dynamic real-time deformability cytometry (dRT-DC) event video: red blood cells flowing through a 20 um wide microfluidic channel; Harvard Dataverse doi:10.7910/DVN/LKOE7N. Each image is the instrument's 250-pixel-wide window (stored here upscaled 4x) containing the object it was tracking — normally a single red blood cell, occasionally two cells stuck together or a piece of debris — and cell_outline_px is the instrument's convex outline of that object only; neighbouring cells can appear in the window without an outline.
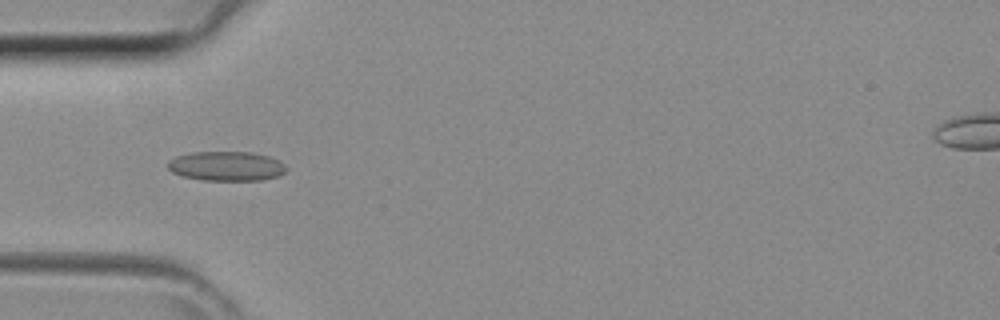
{"species": "common noctule bat (a hibernating species)", "species_latin": "Nyctalus noctula", "temperature_condition": "room temperature", "stored_images_in_passage": 42, "camera_frame_rate_fps": 3000, "um_per_image_px": 0.085, "animal": {"sex": "female", "body_mass_g": 29.2, "forearm_length_mm": 56.3}, "frame": {"image": 1, "passage_image": 13, "time_ms": 4.0, "image_size_px": [1000, 320], "cell_outline_px": [[288, 168], [280, 176], [260, 180], [204, 180], [184, 176], [172, 172], [168, 168], [168, 160], [176, 156], [192, 152], [252, 152], [268, 156], [280, 160]], "centroid_in_image_um": [19.27, 14.11], "position_along_channel_um": 65.7, "area_um2": 20.4}}
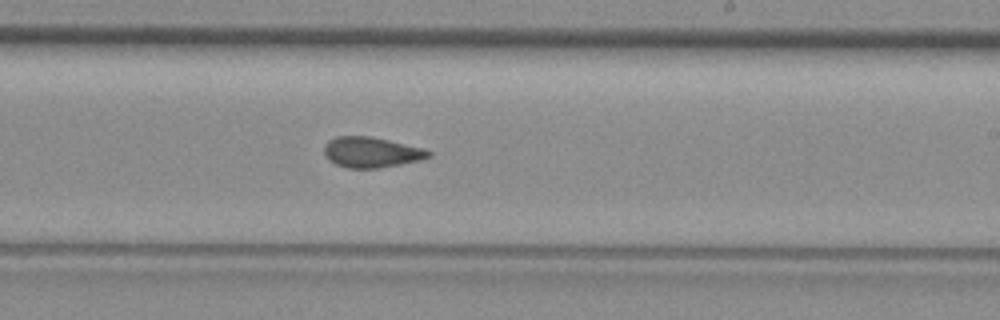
{"frame": {"image": 2, "passage_image": 25, "time_ms": 8.0, "image_size_px": [1000, 320], "cell_outline_px": [[432, 156], [420, 160], [400, 164], [376, 168], [348, 168], [336, 164], [328, 160], [324, 156], [324, 144], [328, 140], [336, 136], [372, 136], [424, 148], [432, 152]], "centroid_in_image_um": [31.55, 12.93], "position_along_channel_um": 257.5, "area_um2": 18.73}}
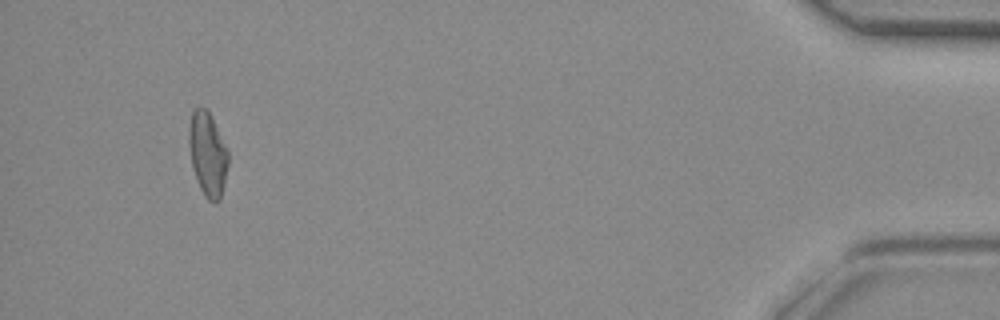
{"frame": {"image": 3, "passage_image": 40, "time_ms": 13.0, "image_size_px": [1000, 320], "cell_outline_px": [[228, 164], [224, 184], [220, 200], [216, 204], [208, 200], [204, 196], [196, 180], [192, 168], [188, 144], [188, 128], [192, 112], [196, 108], [208, 108], [228, 148]], "centroid_in_image_um": [17.65, 13.09], "position_along_channel_um": 417.6, "area_um2": 19.71}}